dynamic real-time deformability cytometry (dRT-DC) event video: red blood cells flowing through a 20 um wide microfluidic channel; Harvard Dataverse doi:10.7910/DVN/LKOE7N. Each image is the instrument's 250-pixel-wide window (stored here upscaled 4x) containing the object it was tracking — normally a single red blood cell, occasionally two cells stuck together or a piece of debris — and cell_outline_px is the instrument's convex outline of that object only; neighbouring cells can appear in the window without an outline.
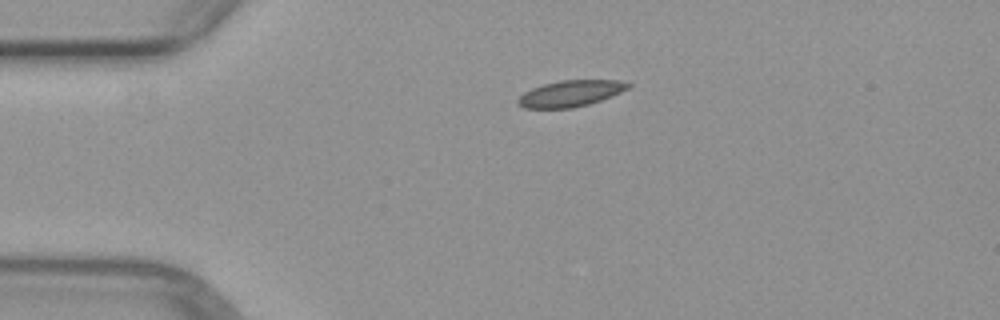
{"species": "common noctule bat (a hibernating species)", "species_latin": "Nyctalus noctula", "temperature_condition": "warm", "stored_images_in_passage": 2, "camera_frame_rate_fps": 3000, "um_per_image_px": 0.085, "animal": {"sex": "female", "body_mass_g": 29.2, "forearm_length_mm": 56.3}, "frame": {"image": 1, "passage_image": 1, "time_ms": 0.0, "image_size_px": [1000, 320], "cell_outline_px": [[632, 84], [628, 88], [620, 92], [600, 100], [588, 104], [572, 108], [524, 108], [516, 104], [516, 100], [524, 92], [532, 88], [544, 84], [560, 80], [616, 80]], "centroid_in_image_um": [48.44, 7.95], "position_along_channel_um": 36.6, "area_um2": 16.7}}